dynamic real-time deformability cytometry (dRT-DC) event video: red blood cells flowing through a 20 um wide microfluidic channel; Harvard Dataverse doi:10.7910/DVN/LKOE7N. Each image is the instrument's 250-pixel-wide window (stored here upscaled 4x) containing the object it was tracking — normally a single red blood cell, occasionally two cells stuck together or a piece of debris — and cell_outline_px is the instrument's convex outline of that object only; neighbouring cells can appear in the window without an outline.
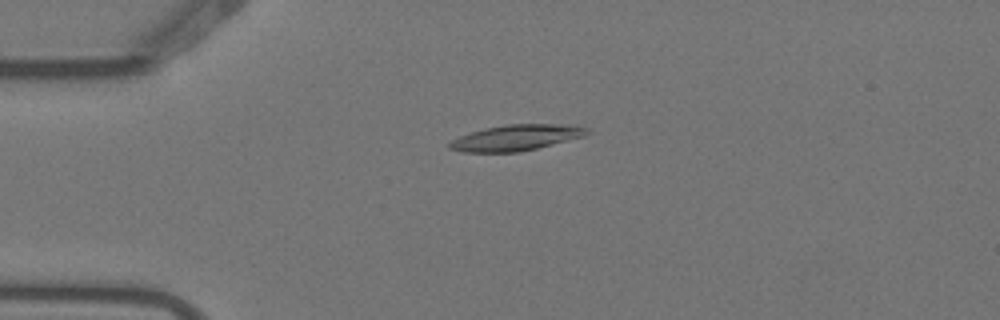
{"species": "Egyptian fruit bat (a non-hibernating species)", "species_latin": "Rousettus aegyptiacus", "temperature_condition": "warm", "stored_images_in_passage": 5, "camera_frame_rate_fps": 3000, "um_per_image_px": 0.085, "animal": {"sex": "female"}, "frame": {"image": 1, "passage_image": 4, "time_ms": 1.0, "image_size_px": [1000, 320], "cell_outline_px": [[592, 132], [584, 136], [520, 152], [464, 152], [448, 148], [448, 140], [484, 128], [508, 124], [568, 124], [588, 128]], "centroid_in_image_um": [43.86, 11.7], "position_along_channel_um": 41.1, "area_um2": 20.75}}